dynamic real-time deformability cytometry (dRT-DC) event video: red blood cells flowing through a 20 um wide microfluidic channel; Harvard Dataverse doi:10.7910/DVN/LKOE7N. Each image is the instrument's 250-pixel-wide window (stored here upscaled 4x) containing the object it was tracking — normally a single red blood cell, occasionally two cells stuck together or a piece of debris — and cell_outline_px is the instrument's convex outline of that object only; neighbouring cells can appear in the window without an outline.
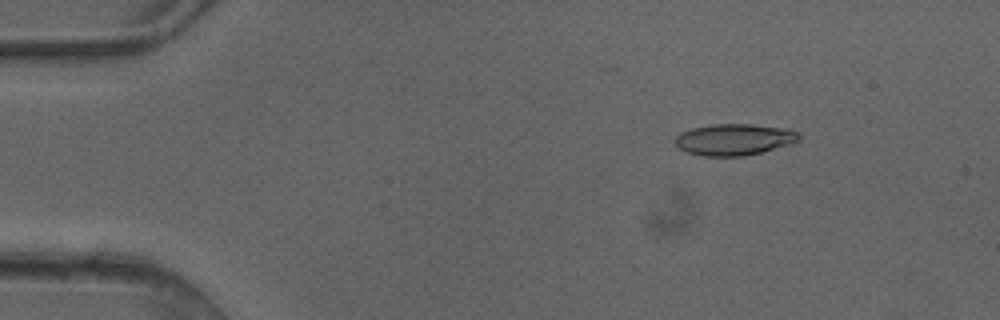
{"species": "common noctule bat (a hibernating species)", "species_latin": "Nyctalus noctula", "temperature_condition": "cold", "stored_images_in_passage": 4, "camera_frame_rate_fps": 3000, "um_per_image_px": 0.085, "animal": {"sex": "female"}, "frame": {"image": 1, "passage_image": 2, "time_ms": 0.333, "image_size_px": [1000, 320], "cell_outline_px": [[800, 140], [792, 144], [744, 156], [704, 156], [688, 152], [680, 148], [676, 144], [676, 136], [680, 132], [692, 128], [712, 124], [752, 124], [788, 128], [800, 132]], "centroid_in_image_um": [62.46, 11.84], "position_along_channel_um": 22.5, "area_um2": 22.77}}
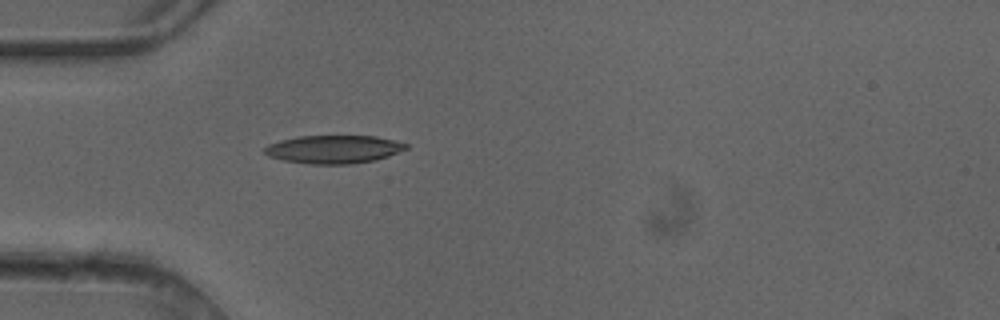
{"frame": {"image": 2, "passage_image": 4, "time_ms": 1.0, "image_size_px": [1000, 320], "cell_outline_px": [[408, 148], [388, 156], [376, 160], [352, 164], [308, 164], [284, 160], [268, 156], [264, 152], [264, 148], [268, 144], [280, 140], [296, 136], [376, 136], [408, 144]], "centroid_in_image_um": [28.34, 12.69], "position_along_channel_um": 56.7, "area_um2": 23.24}}